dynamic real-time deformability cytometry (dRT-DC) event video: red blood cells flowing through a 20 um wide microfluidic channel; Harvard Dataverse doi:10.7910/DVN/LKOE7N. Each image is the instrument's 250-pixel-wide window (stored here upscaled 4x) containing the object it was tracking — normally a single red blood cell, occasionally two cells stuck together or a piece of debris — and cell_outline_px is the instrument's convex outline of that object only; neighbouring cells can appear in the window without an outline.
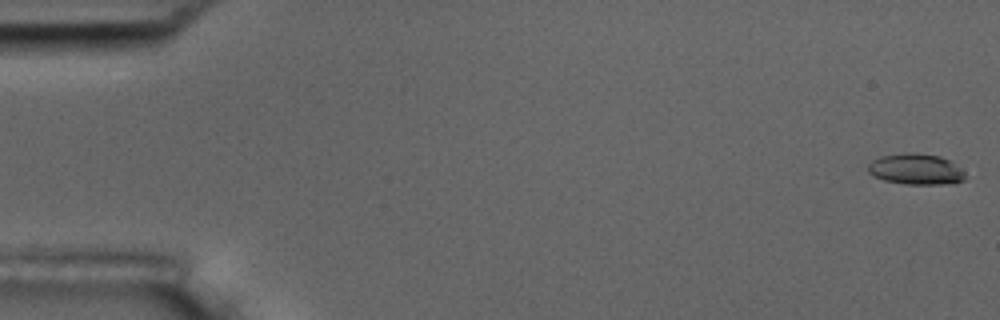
{"species": "common noctule bat (a hibernating species)", "species_latin": "Nyctalus noctula", "temperature_condition": "room temperature", "stored_images_in_passage": 5, "camera_frame_rate_fps": 3000, "um_per_image_px": 0.085, "animal": {"sex": "male", "body_mass_g": 17.5, "forearm_length_mm": 52.3}, "frame": {"image": 1, "passage_image": 1, "time_ms": 0.0, "image_size_px": [1000, 320], "cell_outline_px": [[964, 180], [944, 184], [904, 184], [884, 180], [872, 176], [868, 172], [868, 164], [872, 160], [880, 156], [904, 152], [916, 152], [940, 156], [948, 160], [964, 172]], "centroid_in_image_um": [77.78, 14.37], "position_along_channel_um": 7.2, "area_um2": 17.51}}
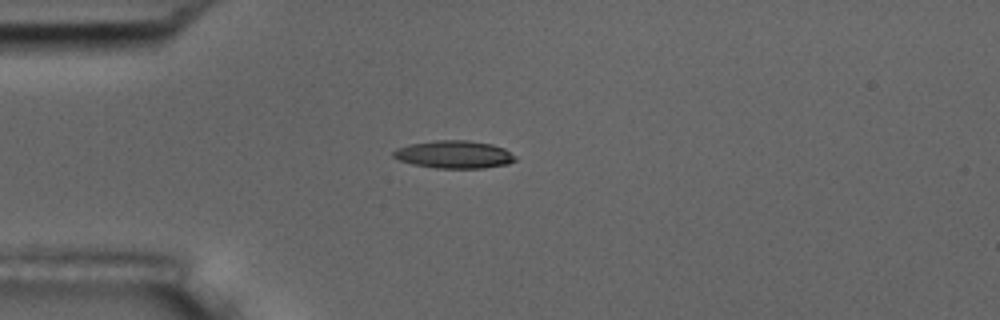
{"frame": {"image": 2, "passage_image": 5, "time_ms": 4.667, "image_size_px": [1000, 320], "cell_outline_px": [[516, 160], [508, 164], [484, 168], [436, 168], [412, 164], [400, 160], [392, 156], [392, 152], [396, 148], [408, 144], [436, 140], [468, 140], [492, 144], [504, 148], [516, 156]], "centroid_in_image_um": [38.6, 13.12], "position_along_channel_um": 46.4, "area_um2": 19.83}}